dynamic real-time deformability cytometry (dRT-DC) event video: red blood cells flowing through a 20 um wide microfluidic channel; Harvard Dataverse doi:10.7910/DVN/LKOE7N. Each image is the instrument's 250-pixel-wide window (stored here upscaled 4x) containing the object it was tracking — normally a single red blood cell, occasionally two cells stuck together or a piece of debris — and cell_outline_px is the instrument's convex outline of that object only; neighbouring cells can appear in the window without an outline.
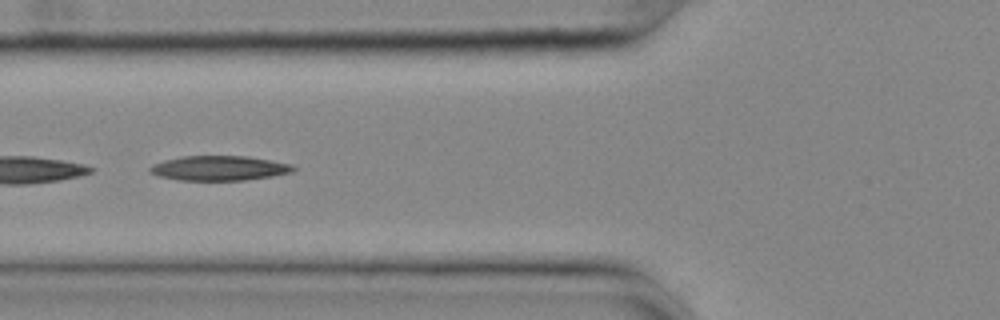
{"species": "common noctule bat (a hibernating species)", "species_latin": "Nyctalus noctula", "temperature_condition": "cold", "stored_images_in_passage": 40, "segment_of_instrument_passage": [2, 2], "camera_frame_rate_fps": 3000, "um_per_image_px": 0.085, "animal": {"sex": "female", "body_mass_g": 25.1}, "frame": {"image": 1, "passage_image": 21, "time_ms": 6.667, "image_size_px": [1000, 320], "cell_outline_px": [[296, 168], [292, 172], [272, 176], [244, 180], [180, 180], [160, 176], [148, 172], [148, 168], [152, 164], [164, 160], [180, 156], [248, 156], [292, 164]], "centroid_in_image_um": [18.61, 14.29], "position_along_channel_um": 107.2, "area_um2": 20.69}}